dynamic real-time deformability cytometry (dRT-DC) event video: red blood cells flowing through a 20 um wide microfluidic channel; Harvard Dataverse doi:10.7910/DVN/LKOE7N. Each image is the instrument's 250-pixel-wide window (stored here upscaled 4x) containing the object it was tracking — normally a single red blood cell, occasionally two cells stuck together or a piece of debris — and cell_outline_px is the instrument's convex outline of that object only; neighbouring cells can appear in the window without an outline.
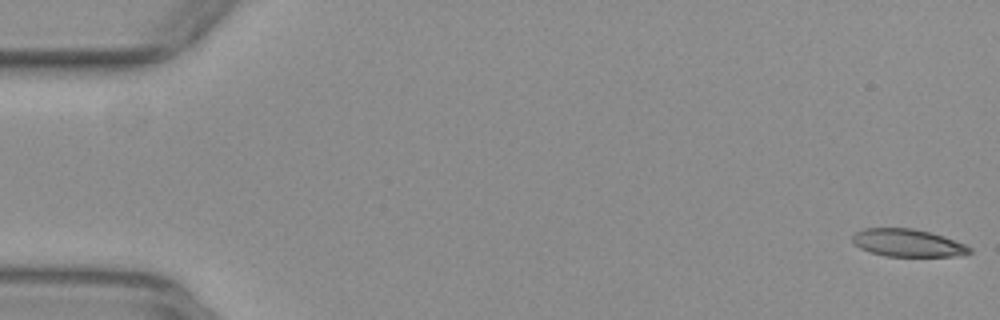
{"species": "common noctule bat (a hibernating species)", "species_latin": "Nyctalus noctula", "temperature_condition": "warm", "stored_images_in_passage": 54, "segment_of_instrument_passage": [1, 2], "camera_frame_rate_fps": 3000, "um_per_image_px": 0.085, "animal": {"sex": "female", "body_mass_g": 29.2, "forearm_length_mm": 56.3}, "frame": {"image": 1, "passage_image": 1, "time_ms": 0.0, "image_size_px": [1000, 320], "cell_outline_px": [[972, 252], [964, 256], [884, 256], [860, 248], [852, 240], [852, 236], [856, 232], [864, 228], [912, 228], [944, 236], [964, 244], [972, 248]], "centroid_in_image_um": [77.19, 20.65], "position_along_channel_um": 7.8, "area_um2": 18.79}}
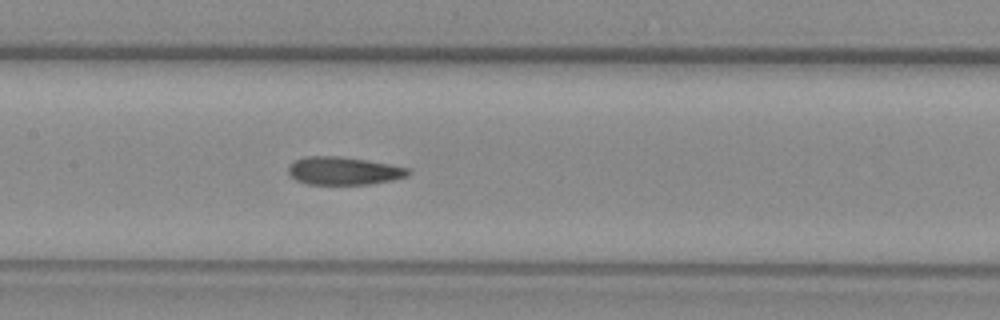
{"frame": {"image": 2, "passage_image": 26, "time_ms": 8.333, "image_size_px": [1000, 320], "cell_outline_px": [[412, 172], [408, 176], [392, 180], [368, 184], [308, 184], [296, 180], [288, 172], [288, 164], [304, 156], [340, 156], [368, 160], [408, 168]], "centroid_in_image_um": [29.2, 14.51], "position_along_channel_um": 178.2, "area_um2": 19.54}}
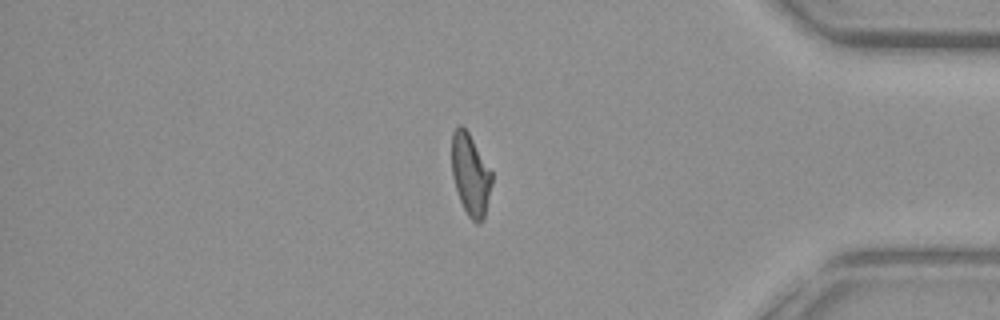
{"frame": {"image": 3, "passage_image": 45, "time_ms": 14.667, "image_size_px": [1000, 320], "cell_outline_px": [[492, 184], [484, 216], [480, 224], [476, 224], [468, 216], [460, 200], [452, 176], [452, 132], [460, 124], [468, 132], [492, 172]], "centroid_in_image_um": [39.99, 14.86], "position_along_channel_um": 395.2, "area_um2": 18.84}}